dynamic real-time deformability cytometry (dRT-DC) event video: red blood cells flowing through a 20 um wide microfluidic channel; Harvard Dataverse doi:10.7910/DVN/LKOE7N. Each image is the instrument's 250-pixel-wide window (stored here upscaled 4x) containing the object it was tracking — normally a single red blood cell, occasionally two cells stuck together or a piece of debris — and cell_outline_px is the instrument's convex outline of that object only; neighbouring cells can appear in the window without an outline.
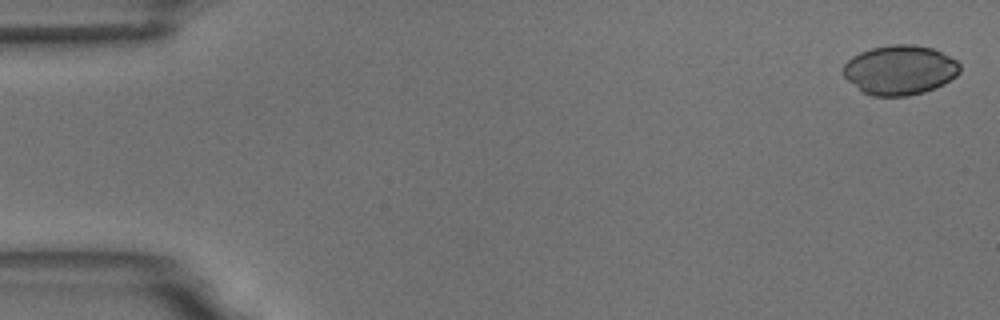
{"species": "common noctule bat (a hibernating species)", "species_latin": "Nyctalus noctula", "temperature_condition": "room temperature", "stored_images_in_passage": 5, "camera_frame_rate_fps": 3000, "um_per_image_px": 0.085, "animal": {"sex": "male", "body_mass_g": 18.8}, "frame": {"image": 1, "passage_image": 1, "time_ms": 0.0, "image_size_px": [1000, 320], "cell_outline_px": [[960, 72], [956, 76], [944, 84], [936, 88], [924, 92], [908, 96], [872, 96], [864, 92], [848, 80], [844, 76], [844, 64], [852, 56], [860, 52], [872, 48], [892, 44], [912, 44], [932, 48], [956, 60], [960, 64]], "centroid_in_image_um": [76.5, 5.95], "position_along_channel_um": 8.5, "area_um2": 33.58}}